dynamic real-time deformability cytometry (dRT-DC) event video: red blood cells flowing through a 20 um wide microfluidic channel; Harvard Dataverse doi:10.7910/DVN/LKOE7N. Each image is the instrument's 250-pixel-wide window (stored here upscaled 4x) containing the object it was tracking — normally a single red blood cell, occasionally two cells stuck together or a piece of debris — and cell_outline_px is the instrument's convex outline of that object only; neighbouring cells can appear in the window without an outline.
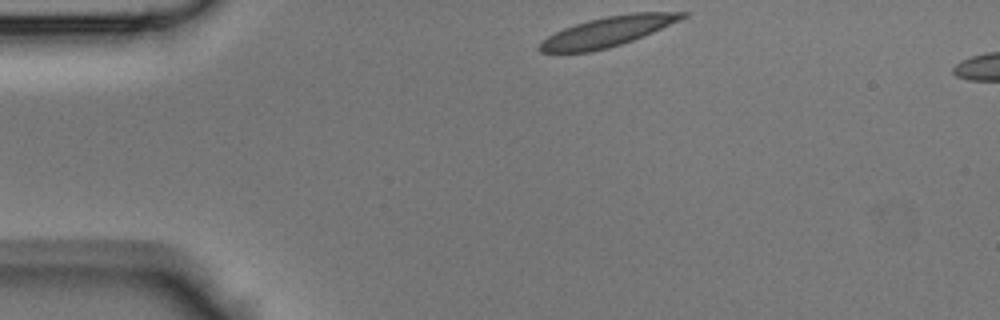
{"species": "Egyptian fruit bat (a non-hibernating species)", "species_latin": "Rousettus aegyptiacus", "temperature_condition": "room temperature", "stored_images_in_passage": 37, "camera_frame_rate_fps": 3000, "um_per_image_px": 0.085, "animal": {"sex": "male"}, "frame": {"image": 1, "passage_image": 1, "time_ms": 0.0, "image_size_px": [1000, 320], "cell_outline_px": [[688, 16], [680, 20], [644, 36], [608, 48], [588, 52], [540, 52], [536, 48], [548, 36], [564, 28], [588, 20], [604, 16], [632, 12], [688, 12]], "centroid_in_image_um": [51.67, 2.67], "position_along_channel_um": 33.3, "area_um2": 24.68}}
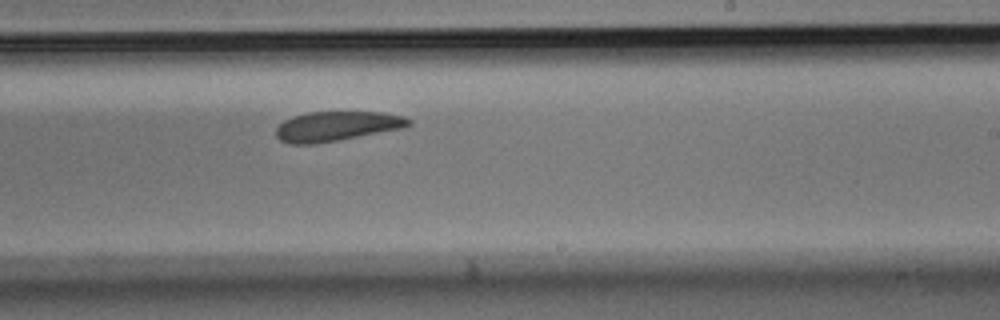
{"frame": {"image": 2, "passage_image": 19, "time_ms": 6.0, "image_size_px": [1000, 320], "cell_outline_px": [[412, 124], [400, 128], [336, 140], [312, 144], [292, 144], [280, 140], [276, 136], [276, 128], [284, 120], [292, 116], [308, 112], [384, 112], [404, 116], [412, 120]], "centroid_in_image_um": [28.59, 10.71], "position_along_channel_um": 260.4, "area_um2": 22.66}}
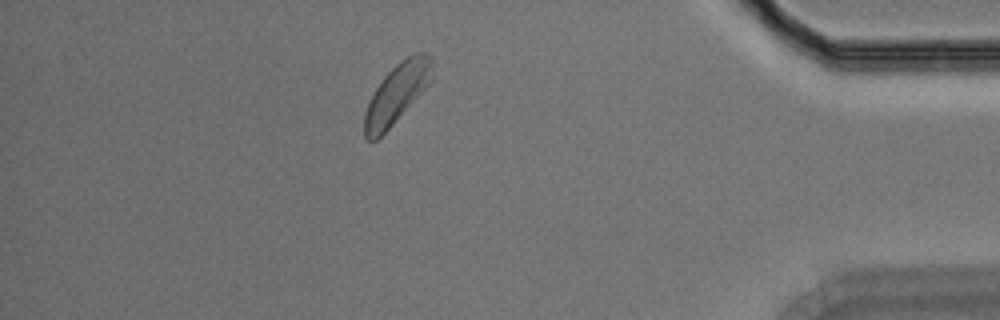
{"frame": {"image": 3, "passage_image": 31, "time_ms": 10.0, "image_size_px": [1000, 320], "cell_outline_px": [[432, 80], [392, 124], [376, 140], [368, 140], [364, 136], [364, 112], [376, 88], [384, 76], [400, 60], [416, 52], [428, 52], [432, 56]], "centroid_in_image_um": [33.74, 7.9], "position_along_channel_um": 401.5, "area_um2": 23.0}}